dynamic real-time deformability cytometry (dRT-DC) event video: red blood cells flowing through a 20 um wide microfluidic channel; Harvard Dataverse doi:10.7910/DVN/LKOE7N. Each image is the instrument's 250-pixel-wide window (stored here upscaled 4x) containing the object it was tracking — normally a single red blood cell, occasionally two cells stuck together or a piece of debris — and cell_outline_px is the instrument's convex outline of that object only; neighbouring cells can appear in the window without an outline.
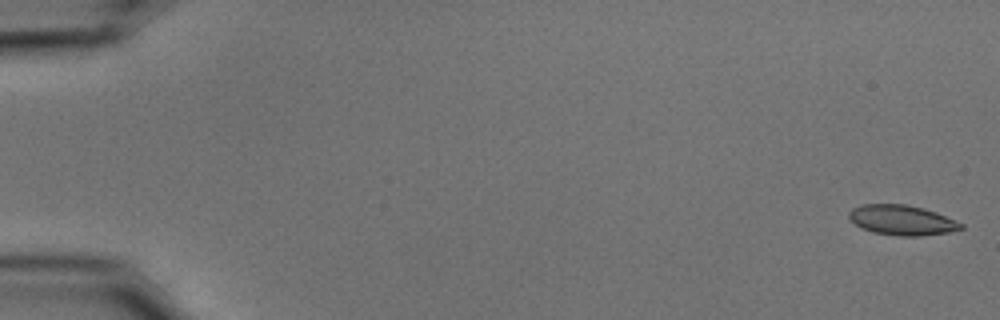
{"species": "common noctule bat (a hibernating species)", "species_latin": "Nyctalus noctula", "temperature_condition": "cold", "stored_images_in_passage": 54, "camera_frame_rate_fps": 3000, "um_per_image_px": 0.085, "animal": {"sex": "male", "body_mass_g": 15.6}, "frame": {"image": 1, "passage_image": 1, "time_ms": 0.0, "image_size_px": [1000, 320], "cell_outline_px": [[964, 228], [948, 232], [920, 236], [900, 236], [872, 232], [860, 228], [848, 216], [848, 212], [852, 208], [864, 204], [904, 204], [924, 208], [936, 212], [964, 224]], "centroid_in_image_um": [76.66, 18.71], "position_along_channel_um": 8.3, "area_um2": 19.59}}
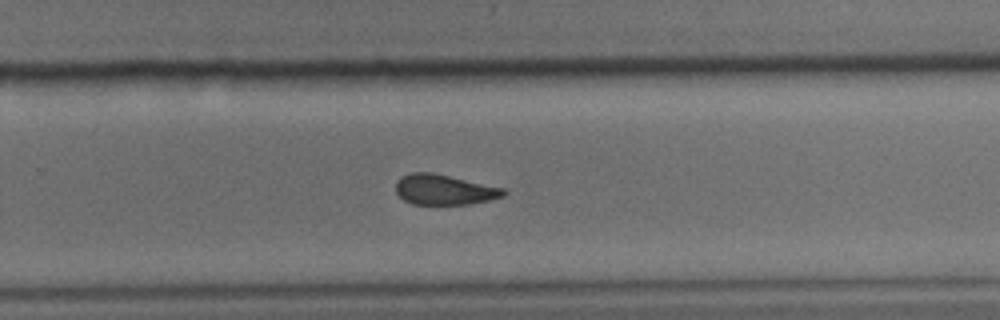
{"frame": {"image": 2, "passage_image": 36, "time_ms": 11.667, "image_size_px": [1000, 320], "cell_outline_px": [[508, 192], [504, 196], [472, 204], [412, 204], [404, 200], [396, 192], [396, 180], [400, 176], [412, 172], [432, 172], [504, 188]], "centroid_in_image_um": [37.75, 16.11], "position_along_channel_um": 292.1, "area_um2": 19.07}}
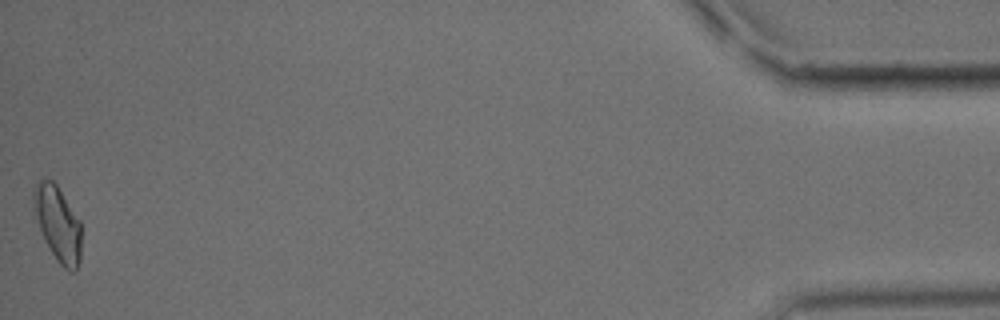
{"frame": {"image": 3, "passage_image": 54, "time_ms": 17.667, "image_size_px": [1000, 320], "cell_outline_px": [[80, 260], [76, 272], [72, 272], [64, 268], [56, 260], [44, 240], [36, 216], [32, 196], [32, 192], [36, 180], [52, 180], [56, 184], [80, 220]], "centroid_in_image_um": [4.91, 19.02], "position_along_channel_um": 430.3, "area_um2": 20.75}, "authors_computed_cell_mechanics": {"area_um2": 20.0277, "velocity_mm_per_s": 3.7444, "shape_relaxation_time_tau1_ms": 5.8526, "shape_relaxation_time_tau2_ms": 2.2579, "deformation_change_tau1": 0.1539, "deformation_change_tau2": 0.0932}}